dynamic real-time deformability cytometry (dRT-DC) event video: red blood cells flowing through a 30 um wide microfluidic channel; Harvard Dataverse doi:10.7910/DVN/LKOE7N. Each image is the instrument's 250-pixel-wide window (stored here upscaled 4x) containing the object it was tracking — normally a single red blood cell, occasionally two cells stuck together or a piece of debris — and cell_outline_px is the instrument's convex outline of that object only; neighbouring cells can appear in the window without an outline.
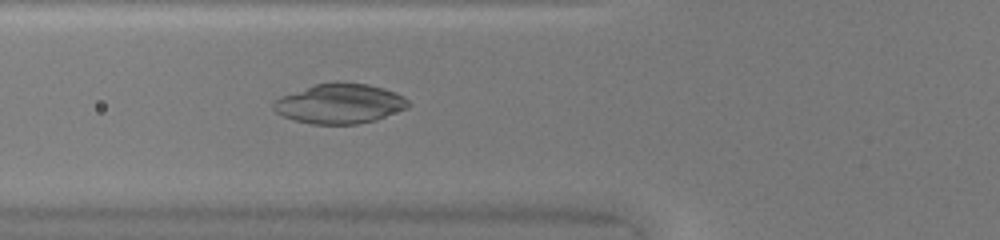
{"species": "common noctule bat (a hibernating species)", "species_latin": "Nyctalus noctula", "temperature_condition": "warm", "stored_images_in_passage": 48, "camera_frame_rate_fps": 3000, "um_per_image_px": 0.085, "animal": {"sex": "female", "body_mass_g": 20.0, "forearm_length_mm": 54.0}, "frame": {"image": 1, "passage_image": 18, "time_ms": 5.667, "image_size_px": [1000, 240], "cell_outline_px": [[412, 104], [408, 108], [376, 120], [356, 124], [312, 124], [296, 120], [284, 116], [276, 112], [272, 108], [272, 104], [280, 96], [316, 84], [336, 80], [368, 84], [384, 88], [396, 92], [404, 96]], "centroid_in_image_um": [28.92, 8.79], "position_along_channel_um": 96.9, "area_um2": 31.62}}
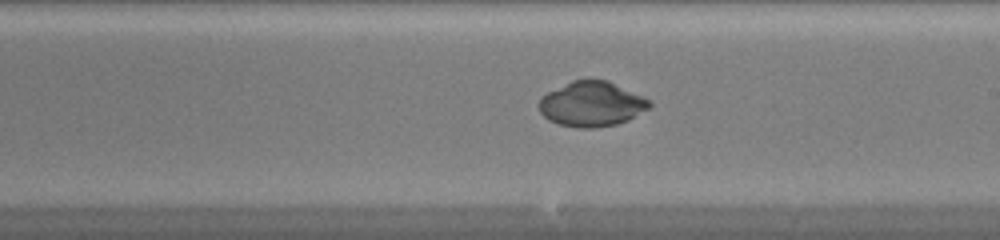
{"frame": {"image": 2, "passage_image": 28, "time_ms": 9.0, "image_size_px": [1000, 240], "cell_outline_px": [[652, 104], [648, 108], [628, 120], [616, 124], [592, 128], [580, 128], [560, 124], [548, 120], [540, 112], [540, 96], [572, 80], [608, 80], [644, 96]], "centroid_in_image_um": [50.29, 8.84], "position_along_channel_um": 238.7, "area_um2": 28.73}}
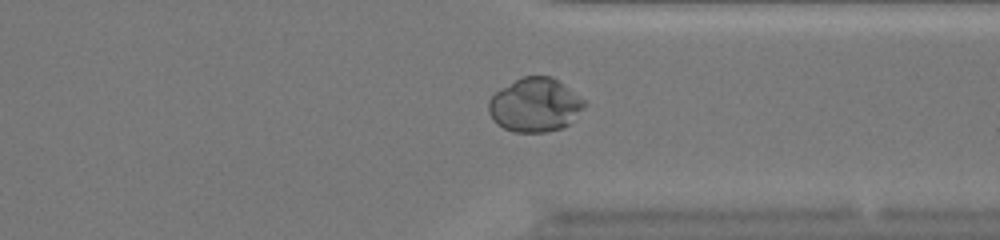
{"frame": {"image": 3, "passage_image": 37, "time_ms": 12.0, "image_size_px": [1000, 240], "cell_outline_px": [[588, 104], [564, 128], [544, 132], [512, 132], [496, 124], [488, 112], [488, 100], [500, 88], [524, 76], [552, 76], [584, 100]], "centroid_in_image_um": [45.45, 8.93], "position_along_channel_um": 365.9, "area_um2": 30.0}}